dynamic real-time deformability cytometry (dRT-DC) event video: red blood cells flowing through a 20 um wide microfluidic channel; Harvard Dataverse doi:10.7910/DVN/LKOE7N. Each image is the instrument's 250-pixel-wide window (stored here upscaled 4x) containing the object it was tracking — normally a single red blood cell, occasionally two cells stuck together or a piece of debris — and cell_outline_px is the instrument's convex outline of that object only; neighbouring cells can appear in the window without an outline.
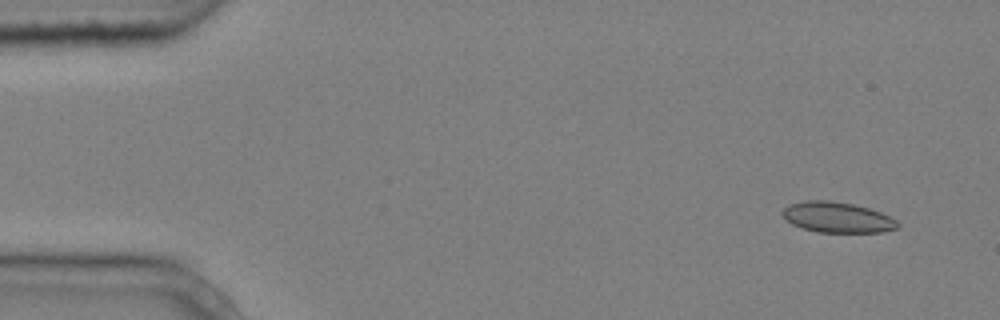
{"species": "common noctule bat (a hibernating species)", "species_latin": "Nyctalus noctula", "temperature_condition": "cold", "stored_images_in_passage": 3, "camera_frame_rate_fps": 3000, "um_per_image_px": 0.085, "animal": {"sex": "male", "body_mass_g": 20.4}, "frame": {"image": 1, "passage_image": 1, "time_ms": 0.0, "image_size_px": [1000, 320], "cell_outline_px": [[900, 224], [896, 228], [880, 232], [816, 232], [792, 224], [780, 212], [788, 204], [808, 200], [828, 200], [852, 204], [868, 208], [880, 212], [896, 220]], "centroid_in_image_um": [71.15, 18.47], "position_along_channel_um": 13.9, "area_um2": 20.29}}
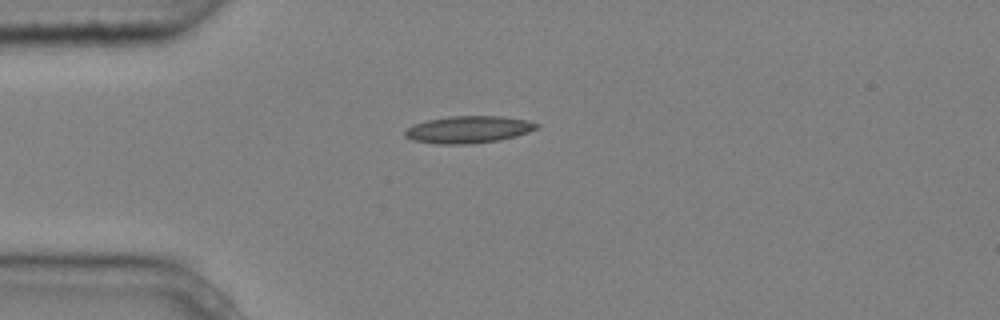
{"frame": {"image": 2, "passage_image": 3, "time_ms": 0.667, "image_size_px": [1000, 320], "cell_outline_px": [[540, 128], [516, 136], [500, 140], [472, 144], [436, 144], [412, 140], [404, 136], [404, 132], [412, 124], [428, 120], [448, 116], [504, 116], [524, 120], [540, 124]], "centroid_in_image_um": [39.82, 11.01], "position_along_channel_um": 45.2, "area_um2": 20.98}}